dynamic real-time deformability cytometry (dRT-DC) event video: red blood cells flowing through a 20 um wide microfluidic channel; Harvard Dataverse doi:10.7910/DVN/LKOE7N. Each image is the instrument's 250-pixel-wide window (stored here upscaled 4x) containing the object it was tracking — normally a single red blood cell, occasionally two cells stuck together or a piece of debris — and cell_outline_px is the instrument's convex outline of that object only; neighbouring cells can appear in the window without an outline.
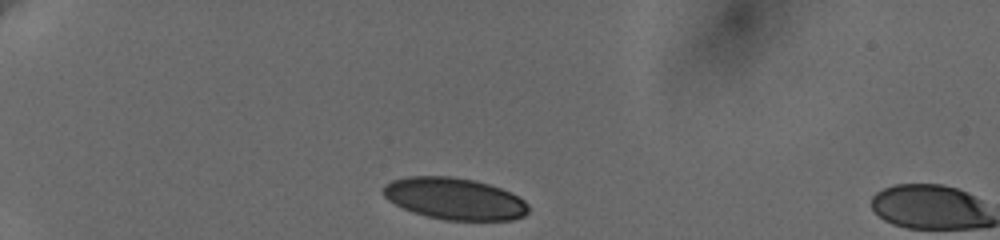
{"species": "human", "species_latin": "Homo sapiens", "temperature_condition": "cold", "stored_images_in_passage": 4, "camera_frame_rate_fps": 3000, "um_per_image_px": 0.085, "donor": {"sex": "female"}, "frame": {"image": 1, "passage_image": 1, "time_ms": 0.0, "image_size_px": [1000, 240], "cell_outline_px": [[528, 212], [524, 216], [512, 220], [444, 220], [412, 212], [388, 200], [380, 192], [384, 184], [392, 180], [408, 176], [448, 176], [472, 180], [488, 184], [512, 192], [524, 200], [528, 204]], "centroid_in_image_um": [38.62, 16.89], "position_along_channel_um": 46.4, "area_um2": 35.43}}